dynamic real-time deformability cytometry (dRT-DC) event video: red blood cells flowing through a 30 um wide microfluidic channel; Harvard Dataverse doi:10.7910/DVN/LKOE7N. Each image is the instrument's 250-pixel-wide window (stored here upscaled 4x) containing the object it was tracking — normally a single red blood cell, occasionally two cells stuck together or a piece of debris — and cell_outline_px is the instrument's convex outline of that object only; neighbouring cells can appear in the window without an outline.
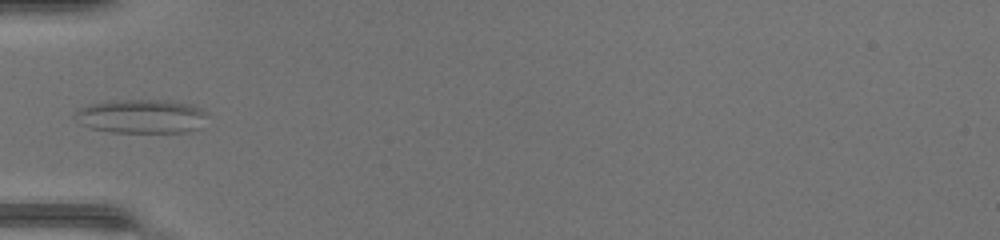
{"species": "common noctule bat (a hibernating species)", "species_latin": "Nyctalus noctula", "temperature_condition": "warm", "stored_images_in_passage": 30, "camera_frame_rate_fps": 3000, "um_per_image_px": 0.085, "animal": {"sex": "female", "body_mass_g": 17.0, "forearm_length_mm": 48.0}, "frame": {"image": 1, "passage_image": 1, "time_ms": 0.0, "image_size_px": [1000, 240], "cell_outline_px": [[204, 112], [200, 128], [184, 132], [112, 132], [92, 128], [80, 124], [72, 116], [80, 108], [88, 104], [112, 100], [160, 100], [184, 104], [196, 108]], "centroid_in_image_um": [11.89, 9.89], "position_along_channel_um": 73.1, "area_um2": 25.61}}
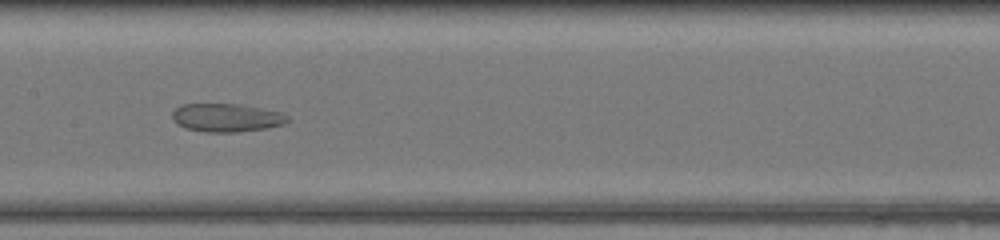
{"frame": {"image": 2, "passage_image": 9, "time_ms": 2.667, "image_size_px": [1000, 240], "cell_outline_px": [[288, 120], [284, 124], [268, 128], [236, 132], [204, 132], [184, 128], [176, 124], [172, 116], [172, 112], [176, 108], [184, 104], [236, 104], [280, 112], [288, 116]], "centroid_in_image_um": [19.22, 10.02], "position_along_channel_um": 188.2, "area_um2": 18.9}}
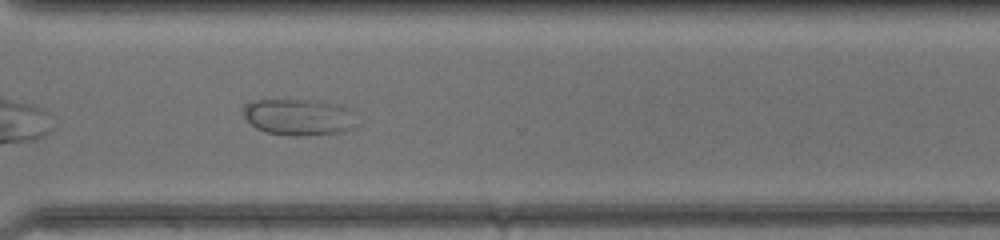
{"frame": {"image": 3, "passage_image": 20, "time_ms": 6.333, "image_size_px": [1000, 240], "cell_outline_px": [[352, 128], [340, 132], [304, 136], [292, 136], [264, 132], [256, 128], [244, 116], [244, 104], [256, 100], [308, 100], [328, 104], [340, 108]], "centroid_in_image_um": [25.13, 9.98], "position_along_channel_um": 345.5, "area_um2": 22.54}}